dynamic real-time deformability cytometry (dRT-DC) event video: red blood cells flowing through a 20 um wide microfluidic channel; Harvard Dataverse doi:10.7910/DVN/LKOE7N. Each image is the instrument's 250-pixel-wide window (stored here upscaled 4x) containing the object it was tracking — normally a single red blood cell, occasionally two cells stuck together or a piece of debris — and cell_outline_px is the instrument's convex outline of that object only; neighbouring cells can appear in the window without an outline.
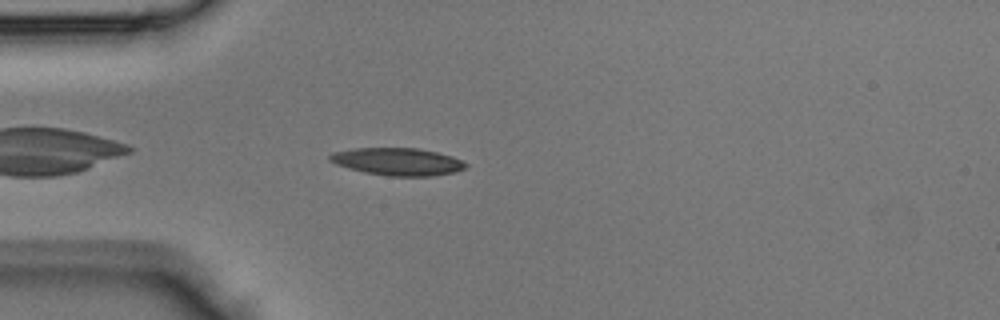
{"species": "Egyptian fruit bat (a non-hibernating species)", "species_latin": "Rousettus aegyptiacus", "temperature_condition": "room temperature", "stored_images_in_passage": 26, "camera_frame_rate_fps": 3000, "um_per_image_px": 0.085, "animal": {"sex": "male"}, "frame": {"image": 1, "passage_image": 3, "time_ms": 0.667, "image_size_px": [1000, 320], "cell_outline_px": [[468, 168], [452, 172], [432, 176], [388, 176], [364, 172], [336, 164], [328, 160], [328, 156], [332, 152], [352, 148], [420, 148], [452, 156], [468, 164]], "centroid_in_image_um": [33.78, 13.73], "position_along_channel_um": 51.2, "area_um2": 21.79}}
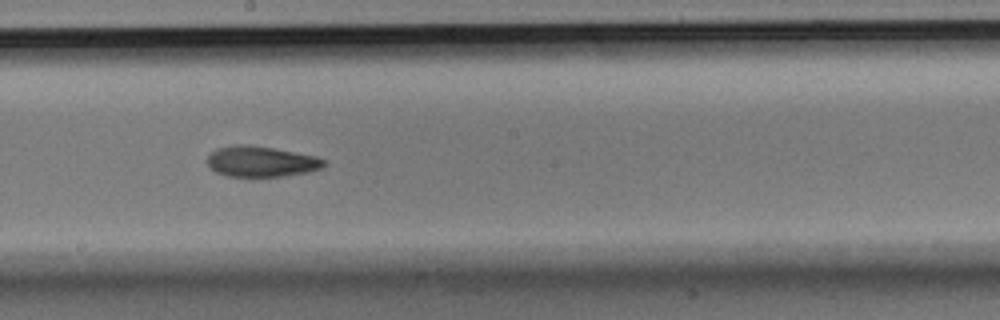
{"frame": {"image": 2, "passage_image": 15, "time_ms": 4.667, "image_size_px": [1000, 320], "cell_outline_px": [[324, 168], [308, 172], [280, 176], [224, 176], [216, 172], [208, 164], [208, 156], [216, 148], [232, 144], [248, 144], [272, 148], [316, 156], [324, 160]], "centroid_in_image_um": [22.18, 13.72], "position_along_channel_um": 226.0, "area_um2": 20.75}}
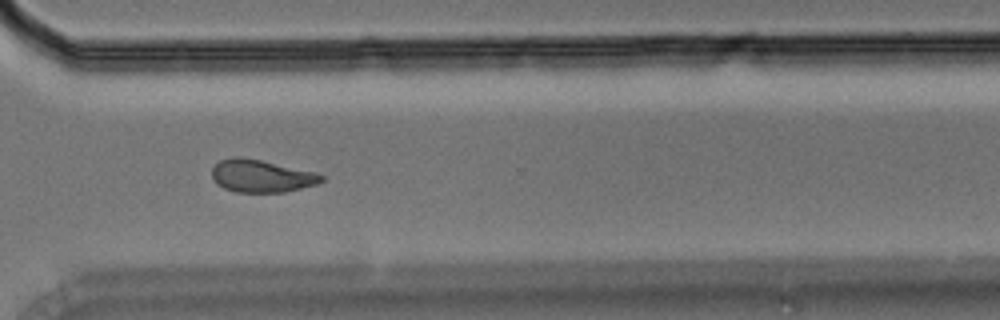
{"frame": {"image": 3, "passage_image": 23, "time_ms": 7.333, "image_size_px": [1000, 320], "cell_outline_px": [[324, 180], [316, 184], [284, 192], [236, 192], [224, 188], [216, 184], [212, 180], [212, 168], [220, 160], [236, 156], [260, 160], [312, 172], [324, 176]], "centroid_in_image_um": [22.15, 14.97], "position_along_channel_um": 348.4, "area_um2": 20.46}}